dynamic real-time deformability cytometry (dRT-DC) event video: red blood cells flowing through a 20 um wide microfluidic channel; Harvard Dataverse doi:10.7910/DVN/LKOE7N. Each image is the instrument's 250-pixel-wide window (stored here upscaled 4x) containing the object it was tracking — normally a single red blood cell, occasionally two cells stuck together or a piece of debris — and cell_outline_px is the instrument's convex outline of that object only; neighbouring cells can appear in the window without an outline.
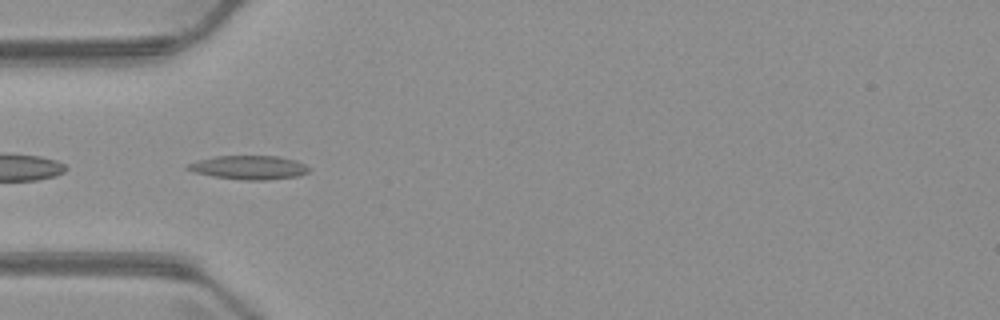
{"species": "common noctule bat (a hibernating species)", "species_latin": "Nyctalus noctula", "temperature_condition": "warm", "stored_images_in_passage": 3, "camera_frame_rate_fps": 3000, "um_per_image_px": 0.085, "animal": {"sex": "male", "body_mass_g": 23.1, "forearm_length_mm": 52.7}, "frame": {"image": 1, "passage_image": 3, "time_ms": 2.333, "image_size_px": [1000, 320], "cell_outline_px": [[312, 168], [308, 172], [296, 176], [264, 180], [244, 180], [216, 176], [196, 172], [184, 168], [188, 164], [200, 160], [216, 156], [276, 156], [296, 160]], "centroid_in_image_um": [21.21, 14.23], "position_along_channel_um": 63.8, "area_um2": 16.53}}